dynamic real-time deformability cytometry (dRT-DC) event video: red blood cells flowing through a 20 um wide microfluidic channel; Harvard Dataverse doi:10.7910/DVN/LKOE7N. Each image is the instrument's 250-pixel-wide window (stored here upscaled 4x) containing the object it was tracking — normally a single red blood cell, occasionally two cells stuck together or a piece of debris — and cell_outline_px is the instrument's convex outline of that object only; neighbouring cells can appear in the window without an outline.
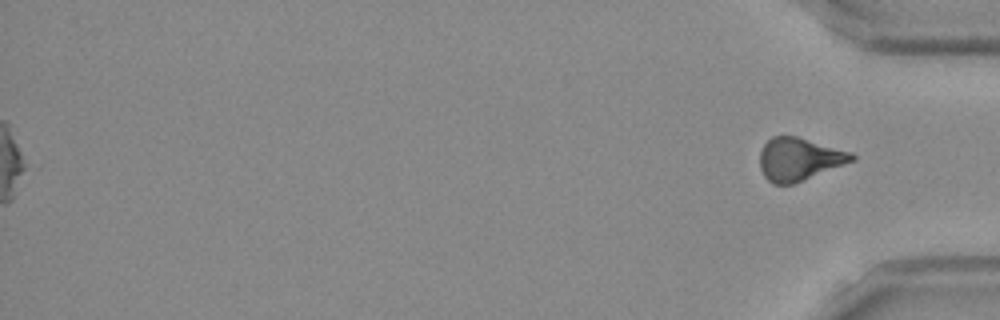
{"species": "Egyptian fruit bat (a non-hibernating species)", "species_latin": "Rousettus aegyptiacus", "temperature_condition": "room temperature", "stored_images_in_passage": 53, "segment_of_instrument_passage": [2, 2], "camera_frame_rate_fps": 3000, "um_per_image_px": 0.085, "frame": {"image": 1, "passage_image": 53, "time_ms": 17.333, "image_size_px": [1000, 320], "cell_outline_px": [[856, 160], [792, 184], [772, 184], [764, 176], [760, 168], [760, 152], [764, 144], [772, 136], [796, 136], [852, 152], [856, 156]], "centroid_in_image_um": [67.93, 13.52], "position_along_channel_um": 367.3, "area_um2": 22.83}}